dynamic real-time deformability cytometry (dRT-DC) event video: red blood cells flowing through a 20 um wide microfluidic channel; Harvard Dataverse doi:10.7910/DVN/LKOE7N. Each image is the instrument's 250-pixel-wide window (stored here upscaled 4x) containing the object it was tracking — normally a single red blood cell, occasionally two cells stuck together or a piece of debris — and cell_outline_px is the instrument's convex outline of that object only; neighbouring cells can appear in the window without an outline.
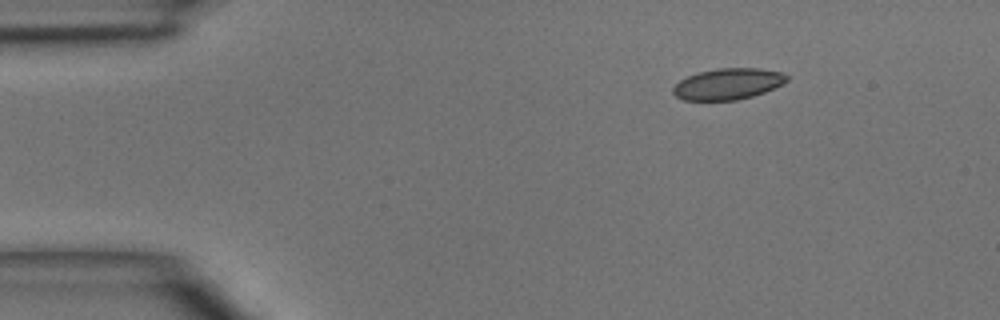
{"species": "common noctule bat (a hibernating species)", "species_latin": "Nyctalus noctula", "temperature_condition": "room temperature", "stored_images_in_passage": 4, "segment_of_instrument_passage": [2, 2], "camera_frame_rate_fps": 3000, "um_per_image_px": 0.085, "animal": {"sex": "male", "body_mass_g": 15.6}, "frame": {"image": 1, "passage_image": 4, "time_ms": 4.333, "image_size_px": [1000, 320], "cell_outline_px": [[788, 80], [764, 92], [752, 96], [736, 100], [684, 100], [676, 96], [672, 92], [672, 88], [680, 80], [696, 72], [716, 68], [760, 68], [780, 72], [788, 76]], "centroid_in_image_um": [61.83, 7.12], "position_along_channel_um": 23.2, "area_um2": 20.58}}